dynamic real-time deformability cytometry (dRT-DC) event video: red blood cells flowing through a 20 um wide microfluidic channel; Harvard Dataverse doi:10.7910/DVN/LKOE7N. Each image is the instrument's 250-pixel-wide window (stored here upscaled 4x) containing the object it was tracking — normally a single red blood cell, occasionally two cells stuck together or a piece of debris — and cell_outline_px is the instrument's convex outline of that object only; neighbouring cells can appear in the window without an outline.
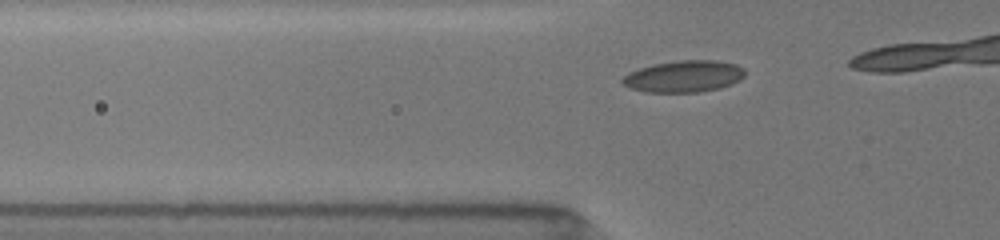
{"species": "common noctule bat (a hibernating species)", "species_latin": "Nyctalus noctula", "temperature_condition": "room temperature", "stored_images_in_passage": 10, "camera_frame_rate_fps": 3000, "um_per_image_px": 0.085, "animal": {"sex": "female", "body_mass_g": 19.5, "forearm_length_mm": 54.1}, "frame": {"image": 1, "passage_image": 6, "time_ms": 1.667, "image_size_px": [1000, 240], "cell_outline_px": [[744, 76], [740, 80], [732, 84], [720, 88], [700, 92], [644, 92], [632, 88], [624, 84], [620, 80], [628, 72], [652, 64], [676, 60], [716, 60], [736, 64], [744, 68]], "centroid_in_image_um": [58.14, 6.48], "position_along_channel_um": 67.7, "area_um2": 22.77}}
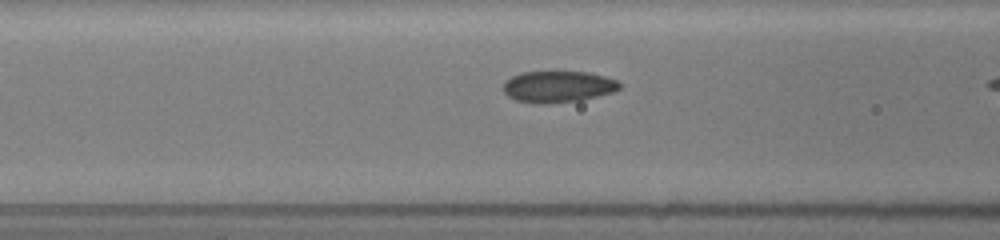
{"frame": {"image": 2, "passage_image": 9, "time_ms": 3.0, "image_size_px": [1000, 240], "cell_outline_px": [[624, 84], [616, 92], [580, 100], [548, 104], [532, 104], [516, 100], [508, 96], [504, 92], [504, 84], [512, 76], [520, 72], [588, 72], [620, 80]], "centroid_in_image_um": [47.49, 7.37], "position_along_channel_um": 119.1, "area_um2": 21.62}}